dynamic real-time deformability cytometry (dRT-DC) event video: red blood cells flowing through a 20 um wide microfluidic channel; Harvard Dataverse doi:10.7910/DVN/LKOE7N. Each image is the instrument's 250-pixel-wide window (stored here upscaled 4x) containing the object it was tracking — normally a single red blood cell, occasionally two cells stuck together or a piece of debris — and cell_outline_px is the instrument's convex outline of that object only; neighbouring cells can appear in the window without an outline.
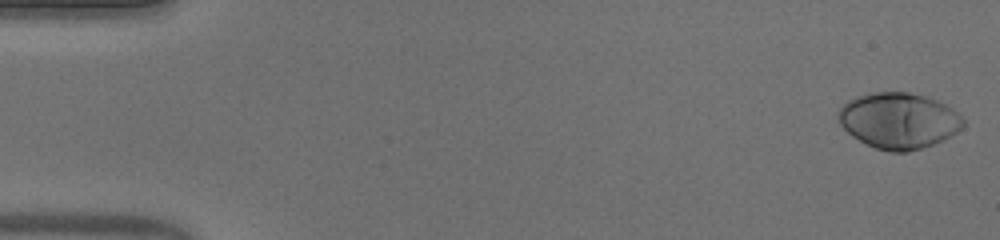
{"species": "human", "species_latin": "Homo sapiens", "temperature_condition": "warm", "stored_images_in_passage": 20, "camera_frame_rate_fps": 3000, "um_per_image_px": 0.085, "donor": {"sex": "male"}, "frame": {"image": 1, "passage_image": 1, "time_ms": 0.0, "image_size_px": [1000, 240], "cell_outline_px": [[964, 124], [956, 132], [932, 144], [908, 152], [888, 152], [876, 148], [852, 136], [840, 124], [836, 112], [848, 100], [856, 96], [872, 92], [908, 92], [924, 96], [936, 100], [952, 108], [964, 120]], "centroid_in_image_um": [76.35, 10.24], "position_along_channel_um": 8.7, "area_um2": 40.34}}
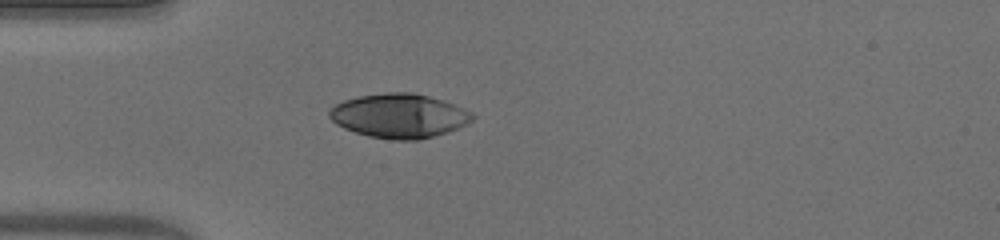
{"frame": {"image": 2, "passage_image": 15, "time_ms": 4.667, "image_size_px": [1000, 240], "cell_outline_px": [[476, 116], [472, 120], [448, 132], [416, 140], [392, 140], [368, 136], [344, 128], [336, 124], [328, 116], [328, 112], [336, 104], [344, 100], [360, 96], [388, 92], [412, 92], [444, 100], [464, 108], [472, 112]], "centroid_in_image_um": [33.93, 9.84], "position_along_channel_um": 51.1, "area_um2": 36.7}}
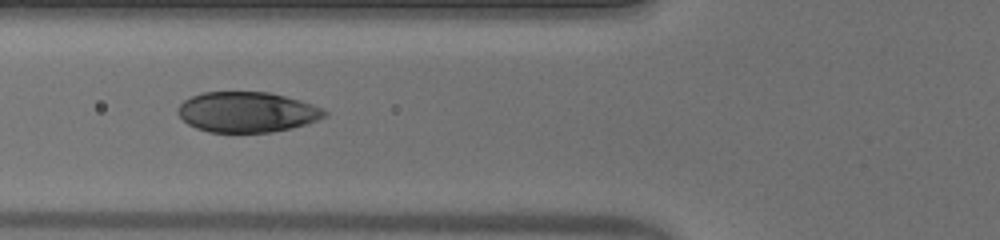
{"frame": {"image": 3, "passage_image": 20, "time_ms": 6.333, "image_size_px": [1000, 240], "cell_outline_px": [[328, 112], [324, 116], [316, 120], [304, 124], [272, 132], [208, 132], [196, 128], [188, 124], [180, 116], [176, 108], [184, 100], [192, 96], [204, 92], [268, 92], [300, 100], [324, 108]], "centroid_in_image_um": [20.97, 9.52], "position_along_channel_um": 104.8, "area_um2": 34.28}}